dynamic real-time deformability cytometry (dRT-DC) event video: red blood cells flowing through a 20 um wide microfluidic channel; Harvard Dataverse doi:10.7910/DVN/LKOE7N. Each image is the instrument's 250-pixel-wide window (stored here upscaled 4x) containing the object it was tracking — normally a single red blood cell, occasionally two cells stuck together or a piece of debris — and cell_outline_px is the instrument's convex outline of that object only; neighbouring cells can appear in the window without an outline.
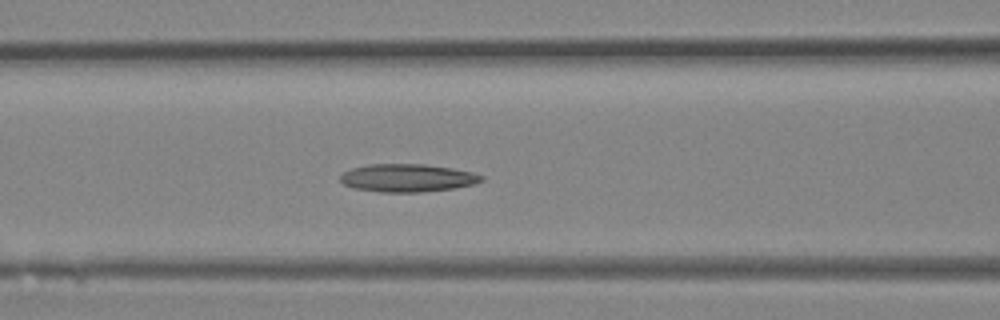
{"species": "Egyptian fruit bat (a non-hibernating species)", "species_latin": "Rousettus aegyptiacus", "temperature_condition": "room temperature", "stored_images_in_passage": 35, "camera_frame_rate_fps": 3000, "um_per_image_px": 0.085, "animal": {"sex": "female"}, "frame": {"image": 1, "passage_image": 14, "time_ms": 4.333, "image_size_px": [1000, 320], "cell_outline_px": [[484, 180], [472, 184], [456, 188], [420, 192], [380, 192], [352, 188], [344, 184], [340, 180], [340, 176], [344, 172], [352, 168], [368, 164], [424, 164], [452, 168], [472, 172], [484, 176]], "centroid_in_image_um": [34.63, 15.12], "position_along_channel_um": 132.0, "area_um2": 23.0}}
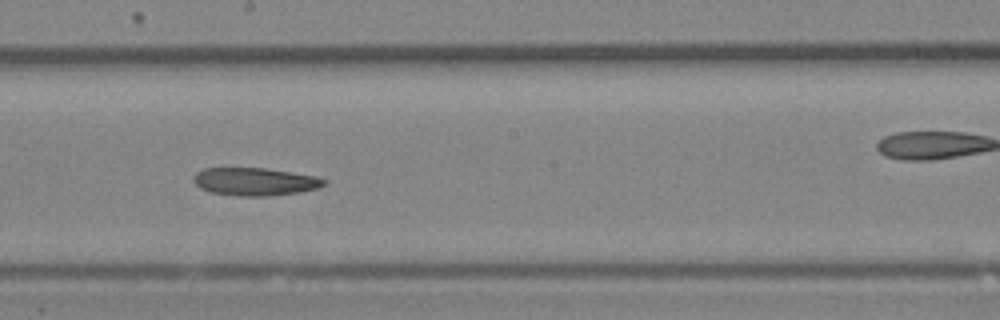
{"frame": {"image": 2, "passage_image": 19, "time_ms": 6.0, "image_size_px": [1000, 320], "cell_outline_px": [[328, 180], [324, 184], [316, 188], [300, 192], [268, 196], [236, 196], [212, 192], [200, 188], [192, 180], [192, 176], [196, 172], [204, 168], [264, 168], [316, 176]], "centroid_in_image_um": [21.64, 15.44], "position_along_channel_um": 226.6, "area_um2": 21.15}}
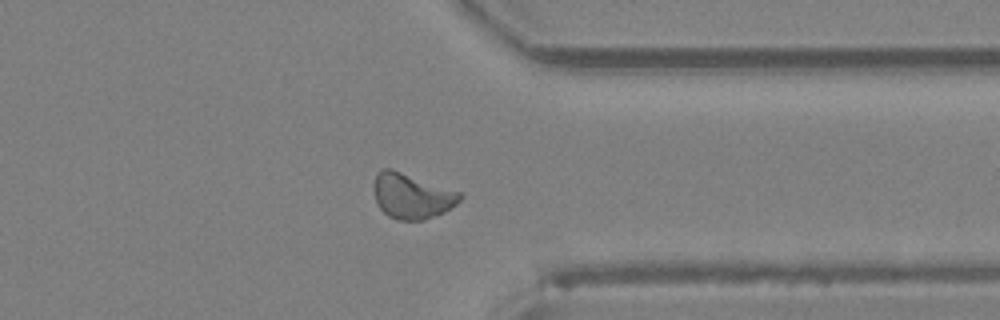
{"frame": {"image": 3, "passage_image": 27, "time_ms": 8.667, "image_size_px": [1000, 320], "cell_outline_px": [[464, 196], [456, 204], [444, 212], [424, 220], [396, 220], [388, 216], [380, 208], [376, 200], [376, 176], [384, 168], [392, 168], [460, 192]], "centroid_in_image_um": [35.04, 16.67], "position_along_channel_um": 376.4, "area_um2": 22.37}}